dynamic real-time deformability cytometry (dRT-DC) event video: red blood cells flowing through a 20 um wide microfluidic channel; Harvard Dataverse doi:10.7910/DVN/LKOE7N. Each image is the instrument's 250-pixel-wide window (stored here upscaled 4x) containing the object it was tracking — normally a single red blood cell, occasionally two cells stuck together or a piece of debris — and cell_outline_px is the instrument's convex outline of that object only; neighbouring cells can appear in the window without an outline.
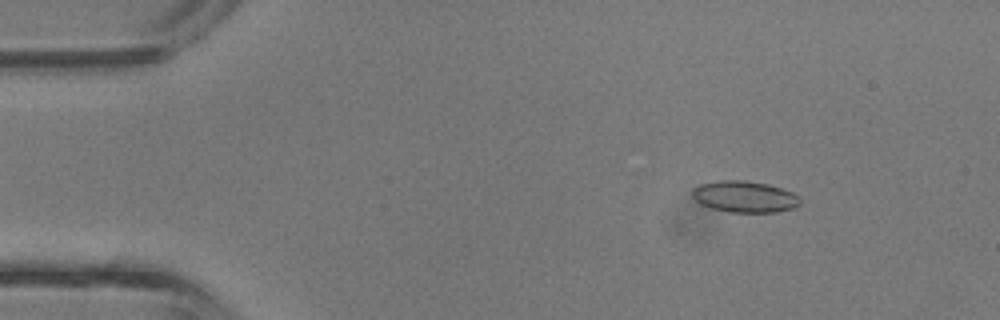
{"species": "common noctule bat (a hibernating species)", "species_latin": "Nyctalus noctula", "temperature_condition": "room temperature", "stored_images_in_passage": 43, "camera_frame_rate_fps": 3000, "um_per_image_px": 0.085, "animal": {"sex": "male", "body_mass_g": 13.3}, "frame": {"image": 1, "passage_image": 6, "time_ms": 1.667, "image_size_px": [1000, 320], "cell_outline_px": [[800, 204], [792, 208], [776, 212], [728, 212], [712, 208], [700, 204], [692, 196], [692, 188], [700, 184], [720, 180], [744, 180], [768, 184], [792, 192], [800, 196]], "centroid_in_image_um": [63.28, 16.71], "position_along_channel_um": 21.7, "area_um2": 19.77}}
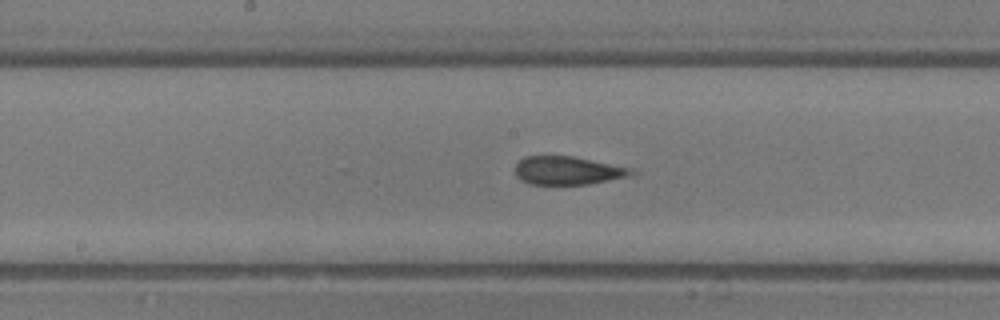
{"frame": {"image": 2, "passage_image": 22, "time_ms": 7.0, "image_size_px": [1000, 320], "cell_outline_px": [[640, 172], [636, 176], [588, 184], [528, 184], [516, 176], [516, 164], [524, 156], [572, 156], [628, 168]], "centroid_in_image_um": [48.31, 14.51], "position_along_channel_um": 199.9, "area_um2": 19.19}}
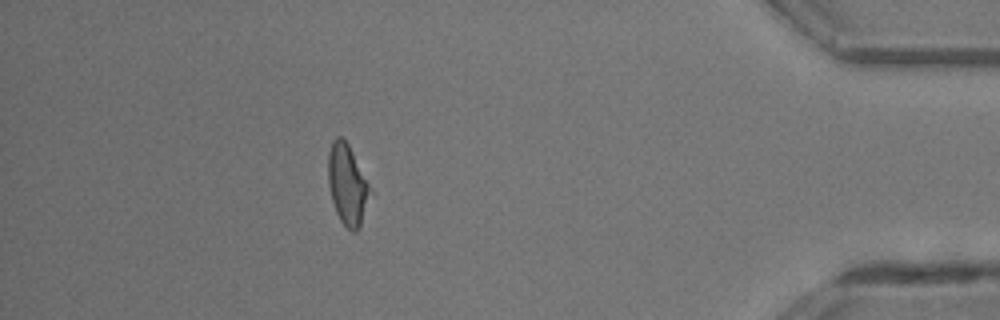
{"frame": {"image": 3, "passage_image": 38, "time_ms": 12.333, "image_size_px": [1000, 320], "cell_outline_px": [[368, 188], [360, 228], [356, 232], [352, 232], [340, 220], [336, 212], [332, 200], [328, 184], [328, 152], [332, 140], [336, 136], [340, 136], [348, 144], [368, 184]], "centroid_in_image_um": [29.45, 15.66], "position_along_channel_um": 405.8, "area_um2": 18.79}, "authors_computed_cell_mechanics": {"area_um2": 19.7676, "velocity_mm_per_s": 4.8438, "shape_relaxation_time_tau1_ms": null, "shape_relaxation_time_tau2_ms": 1.4257, "deformation_change_tau1": null, "deformation_change_tau2": 0.103}}